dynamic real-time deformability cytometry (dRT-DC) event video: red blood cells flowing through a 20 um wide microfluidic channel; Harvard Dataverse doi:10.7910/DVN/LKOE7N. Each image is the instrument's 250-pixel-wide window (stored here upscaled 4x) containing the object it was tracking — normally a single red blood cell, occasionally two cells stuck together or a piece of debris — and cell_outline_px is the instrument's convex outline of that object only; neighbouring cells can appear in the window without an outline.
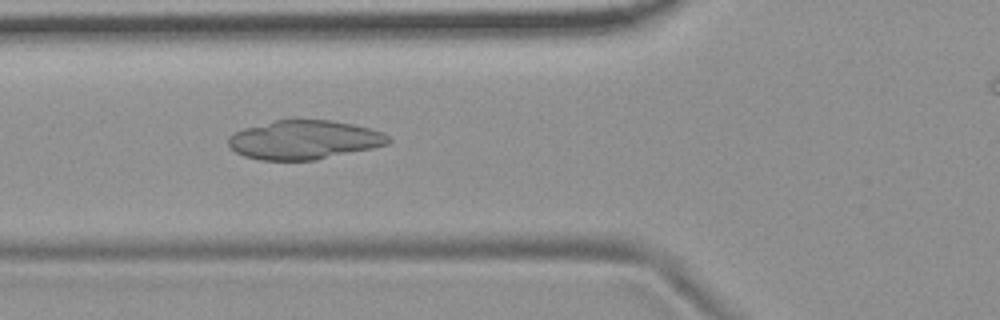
{"species": "common noctule bat (a hibernating species)", "species_latin": "Nyctalus noctula", "temperature_condition": "room temperature", "stored_images_in_passage": 48, "camera_frame_rate_fps": 3000, "um_per_image_px": 0.085, "animal": {"sex": "female", "body_mass_g": 19.9}, "frame": {"image": 1, "passage_image": 19, "time_ms": 6.0, "image_size_px": [1000, 320], "cell_outline_px": [[392, 140], [388, 144], [372, 148], [316, 160], [260, 160], [244, 156], [236, 152], [228, 144], [228, 136], [244, 128], [276, 120], [332, 120], [372, 128], [384, 132]], "centroid_in_image_um": [25.88, 11.89], "position_along_channel_um": 99.9, "area_um2": 36.3}}
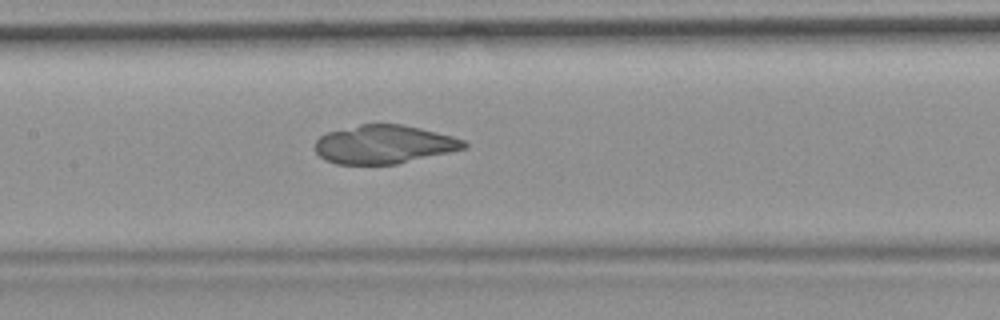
{"frame": {"image": 2, "passage_image": 25, "time_ms": 8.0, "image_size_px": [1000, 320], "cell_outline_px": [[468, 148], [396, 164], [336, 164], [320, 156], [316, 152], [316, 140], [320, 136], [328, 132], [360, 124], [400, 124], [420, 128], [452, 136], [464, 140], [468, 144]], "centroid_in_image_um": [32.66, 12.27], "position_along_channel_um": 174.7, "area_um2": 33.23}}
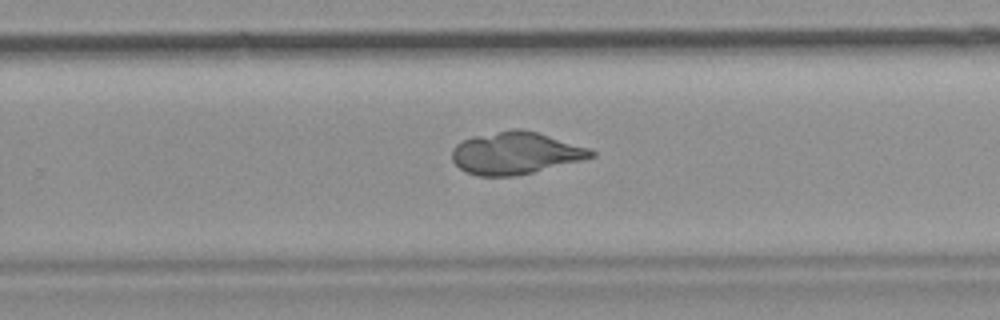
{"frame": {"image": 3, "passage_image": 34, "time_ms": 11.0, "image_size_px": [1000, 320], "cell_outline_px": [[596, 156], [584, 160], [532, 172], [512, 176], [480, 176], [468, 172], [460, 168], [452, 160], [452, 148], [456, 144], [472, 136], [512, 128], [520, 128], [536, 132], [588, 148], [596, 152]], "centroid_in_image_um": [43.81, 13.0], "position_along_channel_um": 286.0, "area_um2": 34.04}}